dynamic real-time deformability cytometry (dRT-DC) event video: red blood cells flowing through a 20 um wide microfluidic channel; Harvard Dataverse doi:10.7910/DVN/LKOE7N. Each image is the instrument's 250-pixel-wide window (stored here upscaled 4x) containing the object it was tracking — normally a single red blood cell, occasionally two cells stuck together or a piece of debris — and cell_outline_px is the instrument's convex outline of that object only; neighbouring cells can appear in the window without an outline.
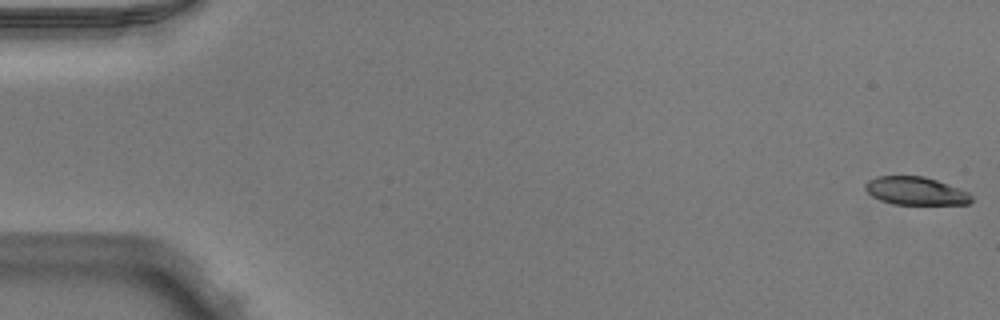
{"species": "Egyptian fruit bat (a non-hibernating species)", "species_latin": "Rousettus aegyptiacus", "temperature_condition": "warm", "stored_images_in_passage": 51, "camera_frame_rate_fps": 3000, "um_per_image_px": 0.085, "animal": {"sex": "male"}, "frame": {"image": 1, "passage_image": 1, "time_ms": 0.0, "image_size_px": [1000, 320], "cell_outline_px": [[972, 200], [968, 204], [892, 204], [880, 200], [872, 196], [864, 188], [864, 184], [868, 180], [876, 176], [924, 176], [948, 184], [968, 192], [972, 196]], "centroid_in_image_um": [77.8, 16.22], "position_along_channel_um": 7.2, "area_um2": 17.34}}
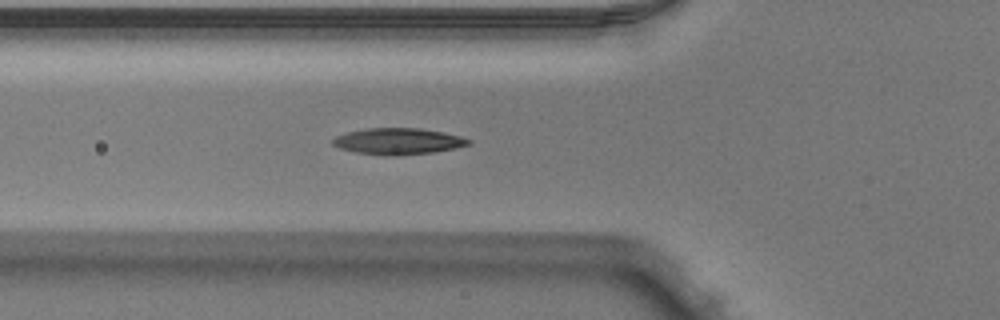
{"frame": {"image": 2, "passage_image": 19, "time_ms": 6.0, "image_size_px": [1000, 320], "cell_outline_px": [[472, 144], [456, 148], [432, 152], [400, 156], [388, 156], [356, 152], [340, 148], [332, 144], [332, 140], [336, 136], [348, 132], [368, 128], [420, 128], [444, 132], [460, 136], [472, 140]], "centroid_in_image_um": [33.88, 12.01], "position_along_channel_um": 91.9, "area_um2": 20.92}}
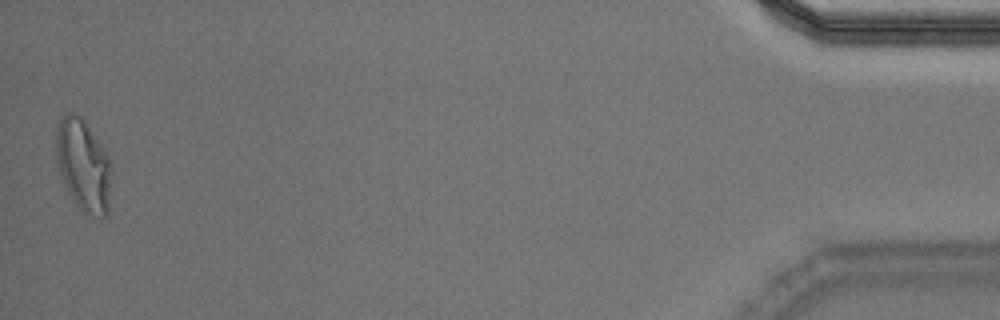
{"frame": {"image": 3, "passage_image": 51, "time_ms": 16.667, "image_size_px": [1000, 320], "cell_outline_px": [[112, 172], [108, 212], [104, 216], [100, 216], [80, 212], [76, 208], [64, 184], [56, 160], [56, 128], [60, 120], [68, 112], [72, 112], [84, 116], [108, 156], [112, 168]], "centroid_in_image_um": [7.09, 14.03], "position_along_channel_um": 428.1, "area_um2": 30.23}, "authors_computed_cell_mechanics": {"area_um2": 19.8832, "velocity_mm_per_s": 3.9772, "shape_relaxation_time_tau1_ms": 10.9567, "shape_relaxation_time_tau2_ms": 1.7241, "deformation_change_tau1": 0.3096, "deformation_change_tau2": 0.0946}}